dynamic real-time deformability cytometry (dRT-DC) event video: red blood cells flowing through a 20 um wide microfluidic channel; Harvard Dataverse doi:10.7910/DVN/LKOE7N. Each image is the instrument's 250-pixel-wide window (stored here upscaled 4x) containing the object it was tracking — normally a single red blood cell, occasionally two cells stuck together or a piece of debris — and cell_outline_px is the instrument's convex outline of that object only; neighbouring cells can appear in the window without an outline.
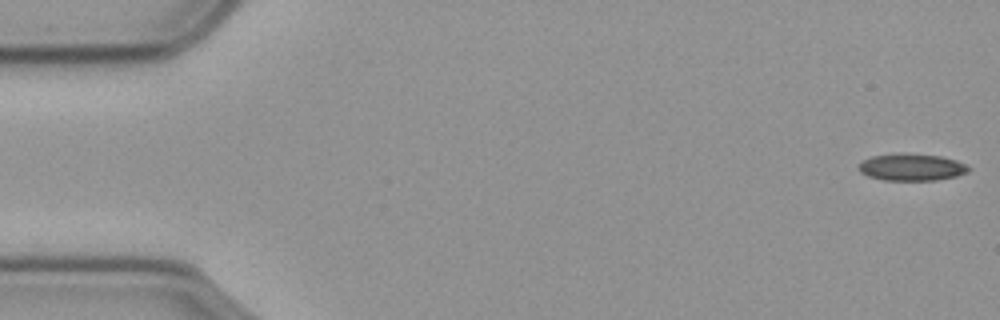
{"species": "common noctule bat (a hibernating species)", "species_latin": "Nyctalus noctula", "temperature_condition": "cold", "stored_images_in_passage": 14, "camera_frame_rate_fps": 3000, "um_per_image_px": 0.085, "animal": {"sex": "male", "body_mass_g": 23.1, "forearm_length_mm": 52.7}, "frame": {"image": 1, "passage_image": 1, "time_ms": 0.0, "image_size_px": [1000, 320], "cell_outline_px": [[972, 168], [968, 172], [956, 176], [936, 180], [884, 180], [868, 176], [860, 172], [860, 164], [864, 160], [872, 156], [940, 156], [956, 160]], "centroid_in_image_um": [77.55, 14.26], "position_along_channel_um": 7.5, "area_um2": 16.3}}